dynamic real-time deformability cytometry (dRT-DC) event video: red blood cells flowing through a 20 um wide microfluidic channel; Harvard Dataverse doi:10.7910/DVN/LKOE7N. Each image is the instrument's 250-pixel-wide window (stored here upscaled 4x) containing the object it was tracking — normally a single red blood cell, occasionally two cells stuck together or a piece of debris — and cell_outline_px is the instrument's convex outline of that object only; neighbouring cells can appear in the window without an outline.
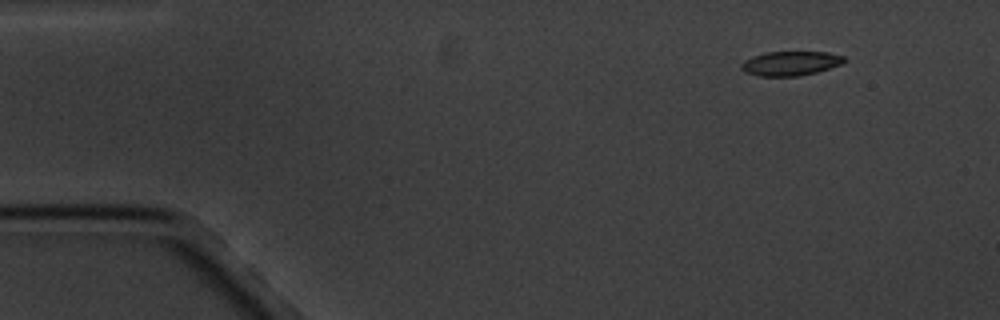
{"species": "common noctule bat (a hibernating species)", "species_latin": "Nyctalus noctula", "temperature_condition": "cold", "stored_images_in_passage": 4, "camera_frame_rate_fps": 3000, "um_per_image_px": 0.085, "animal": {"sex": "male", "body_mass_g": 20.1, "forearm_length_mm": 53.5}, "frame": {"image": 1, "passage_image": 1, "time_ms": 0.0, "image_size_px": [1000, 320], "cell_outline_px": [[848, 60], [840, 64], [816, 72], [800, 76], [760, 76], [744, 72], [740, 68], [740, 64], [744, 60], [752, 56], [764, 52], [828, 52], [844, 56]], "centroid_in_image_um": [67.16, 5.38], "position_along_channel_um": 17.8, "area_um2": 14.68}}
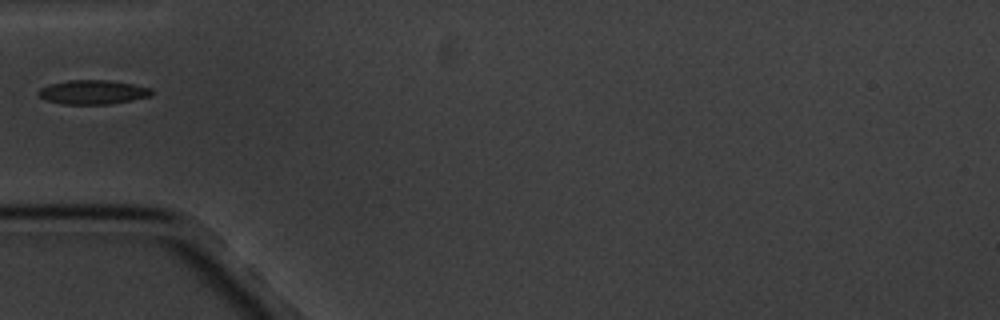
{"frame": {"image": 2, "passage_image": 4, "time_ms": 4.333, "image_size_px": [1000, 320], "cell_outline_px": [[152, 92], [148, 96], [132, 100], [108, 104], [64, 104], [44, 100], [36, 92], [40, 88], [52, 84], [68, 80], [108, 80], [132, 84], [152, 88]], "centroid_in_image_um": [7.86, 7.83], "position_along_channel_um": 77.1, "area_um2": 15.78}}